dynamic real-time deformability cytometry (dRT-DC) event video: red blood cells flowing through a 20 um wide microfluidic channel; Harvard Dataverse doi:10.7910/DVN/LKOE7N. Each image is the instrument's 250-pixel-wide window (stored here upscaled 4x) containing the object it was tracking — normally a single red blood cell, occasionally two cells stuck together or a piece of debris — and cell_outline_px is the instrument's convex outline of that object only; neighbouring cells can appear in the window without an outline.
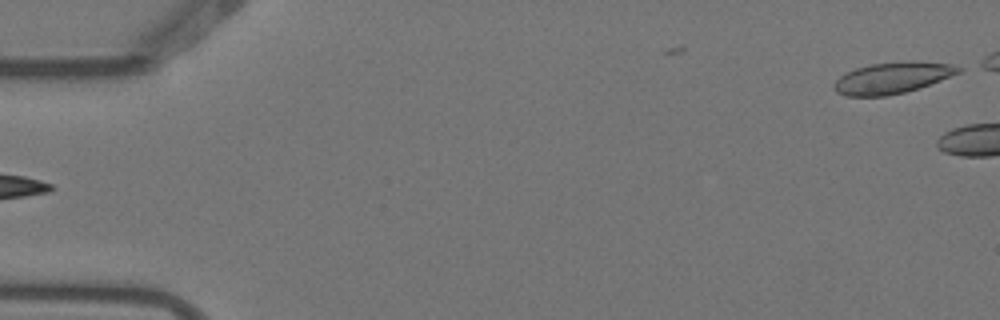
{"species": "Egyptian fruit bat (a non-hibernating species)", "species_latin": "Rousettus aegyptiacus", "temperature_condition": "warm", "stored_images_in_passage": 5, "camera_frame_rate_fps": 3000, "um_per_image_px": 0.085, "animal": {"sex": "female"}, "frame": {"image": 1, "passage_image": 5, "time_ms": 1.333, "image_size_px": [1000, 320], "cell_outline_px": [[964, 68], [960, 72], [920, 88], [888, 96], [844, 96], [836, 92], [832, 88], [832, 84], [840, 76], [856, 68], [872, 64], [952, 64]], "centroid_in_image_um": [75.75, 6.69], "position_along_channel_um": 9.2, "area_um2": 21.68}}